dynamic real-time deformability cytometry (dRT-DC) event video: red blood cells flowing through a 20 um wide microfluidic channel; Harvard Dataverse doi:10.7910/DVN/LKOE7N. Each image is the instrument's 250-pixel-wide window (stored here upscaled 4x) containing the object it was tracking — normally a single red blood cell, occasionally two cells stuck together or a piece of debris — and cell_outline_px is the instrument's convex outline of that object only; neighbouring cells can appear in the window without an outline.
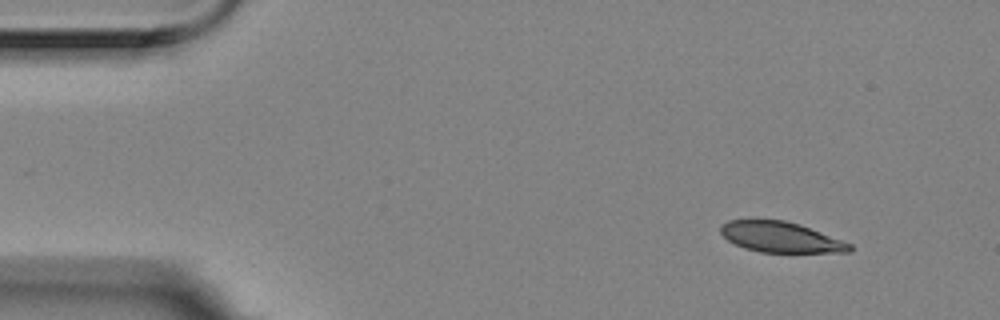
{"species": "Egyptian fruit bat (a non-hibernating species)", "species_latin": "Rousettus aegyptiacus", "temperature_condition": "room temperature", "stored_images_in_passage": 4, "camera_frame_rate_fps": 3000, "um_per_image_px": 0.085, "animal": {"sex": "female"}, "frame": {"image": 1, "passage_image": 1, "time_ms": 0.0, "image_size_px": [1000, 320], "cell_outline_px": [[852, 252], [760, 252], [744, 248], [728, 240], [720, 232], [720, 228], [728, 220], [748, 216], [784, 220], [800, 224], [852, 244]], "centroid_in_image_um": [66.29, 20.1], "position_along_channel_um": 18.7, "area_um2": 23.52}}
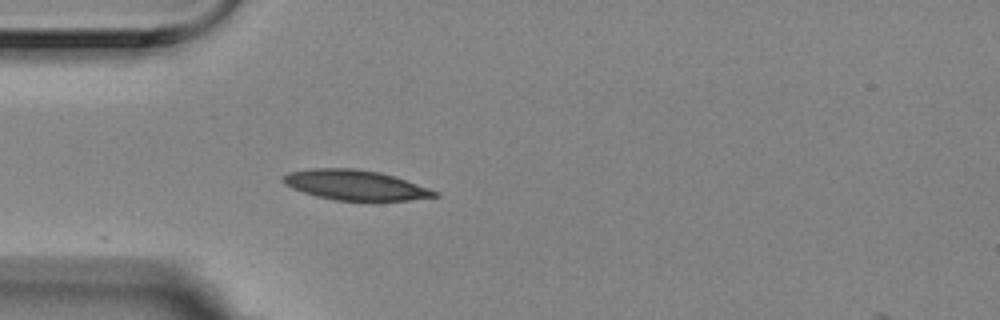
{"frame": {"image": 2, "passage_image": 4, "time_ms": 1.0, "image_size_px": [1000, 320], "cell_outline_px": [[440, 196], [408, 200], [336, 200], [316, 196], [292, 188], [284, 184], [280, 180], [288, 172], [316, 168], [352, 168], [380, 172], [440, 192]], "centroid_in_image_um": [30.17, 15.73], "position_along_channel_um": 54.8, "area_um2": 26.18}}